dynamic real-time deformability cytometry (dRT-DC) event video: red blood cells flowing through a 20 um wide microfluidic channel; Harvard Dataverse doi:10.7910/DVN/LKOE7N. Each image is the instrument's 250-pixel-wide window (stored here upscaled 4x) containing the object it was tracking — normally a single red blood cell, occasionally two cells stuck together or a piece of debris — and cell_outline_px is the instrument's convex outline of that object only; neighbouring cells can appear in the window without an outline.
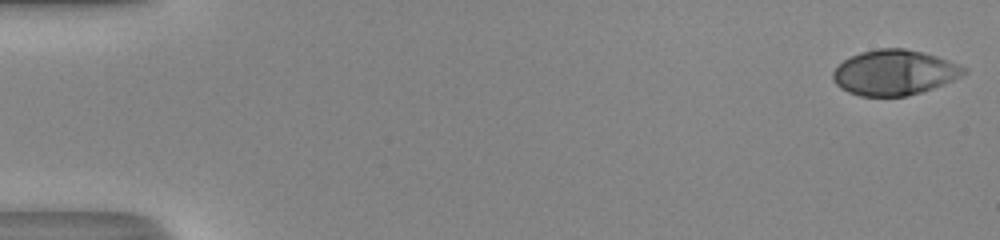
{"species": "human", "species_latin": "Homo sapiens", "temperature_condition": "room temperature", "stored_images_in_passage": 51, "camera_frame_rate_fps": 3000, "um_per_image_px": 0.085, "donor": {"sex": "male"}, "frame": {"image": 1, "passage_image": 1, "time_ms": 0.0, "image_size_px": [1000, 240], "cell_outline_px": [[968, 72], [944, 84], [924, 92], [908, 96], [860, 96], [848, 92], [840, 88], [832, 80], [832, 72], [844, 60], [860, 52], [880, 48], [904, 48], [924, 52], [960, 64], [968, 68]], "centroid_in_image_um": [76.04, 6.17], "position_along_channel_um": 9.0, "area_um2": 34.74}}
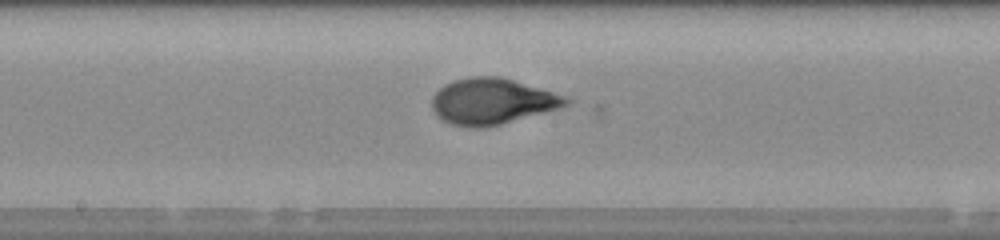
{"frame": {"image": 2, "passage_image": 28, "time_ms": 9.0, "image_size_px": [1000, 240], "cell_outline_px": [[572, 104], [560, 108], [500, 124], [484, 128], [472, 128], [448, 124], [436, 116], [432, 108], [432, 96], [444, 84], [452, 80], [468, 76], [500, 76], [568, 96], [572, 100]], "centroid_in_image_um": [41.83, 8.61], "position_along_channel_um": 206.4, "area_um2": 36.41}}
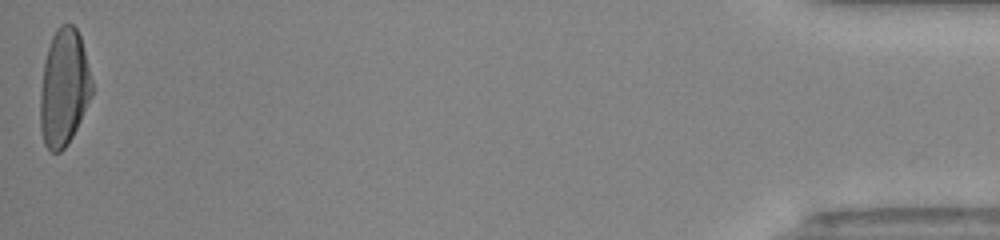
{"frame": {"image": 3, "passage_image": 51, "time_ms": 16.667, "image_size_px": [1000, 240], "cell_outline_px": [[92, 96], [68, 144], [60, 152], [52, 152], [44, 144], [40, 128], [40, 92], [44, 60], [52, 36], [56, 28], [60, 24], [72, 24], [76, 28], [80, 36], [92, 80]], "centroid_in_image_um": [5.42, 7.45], "position_along_channel_um": 429.8, "area_um2": 35.2}, "authors_computed_cell_mechanics": {"area_um2": 34.68, "velocity_mm_per_s": 4.1647, "shape_relaxation_time_tau1_ms": 4.2225, "shape_relaxation_time_tau2_ms": null, "deformation_change_tau1": 0.2278, "deformation_change_tau2": null}}